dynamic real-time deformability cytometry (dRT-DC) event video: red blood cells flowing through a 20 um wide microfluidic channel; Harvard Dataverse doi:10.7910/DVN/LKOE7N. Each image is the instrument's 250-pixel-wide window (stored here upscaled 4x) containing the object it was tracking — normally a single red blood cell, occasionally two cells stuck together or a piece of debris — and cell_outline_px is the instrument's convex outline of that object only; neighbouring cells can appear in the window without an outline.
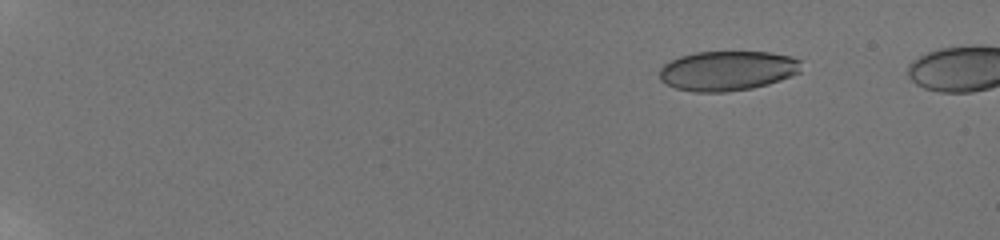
{"species": "human", "species_latin": "Homo sapiens", "temperature_condition": "room temperature", "stored_images_in_passage": 15, "camera_frame_rate_fps": 3000, "um_per_image_px": 0.085, "donor": {"sex": "male"}, "frame": {"image": 1, "passage_image": 5, "time_ms": 3.0, "image_size_px": [1000, 240], "cell_outline_px": [[800, 72], [780, 80], [768, 84], [752, 88], [724, 92], [692, 92], [676, 88], [660, 80], [660, 68], [664, 64], [680, 56], [696, 52], [768, 52], [792, 56], [800, 60]], "centroid_in_image_um": [61.83, 6.01], "position_along_channel_um": 23.2, "area_um2": 32.77}}
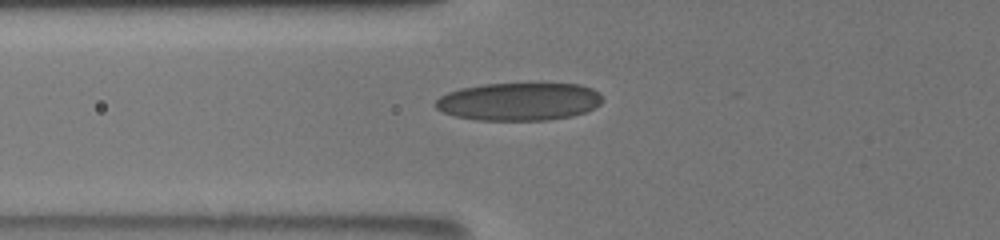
{"frame": {"image": 2, "passage_image": 15, "time_ms": 8.667, "image_size_px": [1000, 240], "cell_outline_px": [[604, 100], [600, 104], [584, 112], [572, 116], [548, 120], [476, 120], [456, 116], [444, 112], [436, 108], [432, 104], [440, 96], [448, 92], [460, 88], [484, 84], [580, 84], [592, 88], [600, 92]], "centroid_in_image_um": [44.12, 8.63], "position_along_channel_um": 81.7, "area_um2": 36.93}}